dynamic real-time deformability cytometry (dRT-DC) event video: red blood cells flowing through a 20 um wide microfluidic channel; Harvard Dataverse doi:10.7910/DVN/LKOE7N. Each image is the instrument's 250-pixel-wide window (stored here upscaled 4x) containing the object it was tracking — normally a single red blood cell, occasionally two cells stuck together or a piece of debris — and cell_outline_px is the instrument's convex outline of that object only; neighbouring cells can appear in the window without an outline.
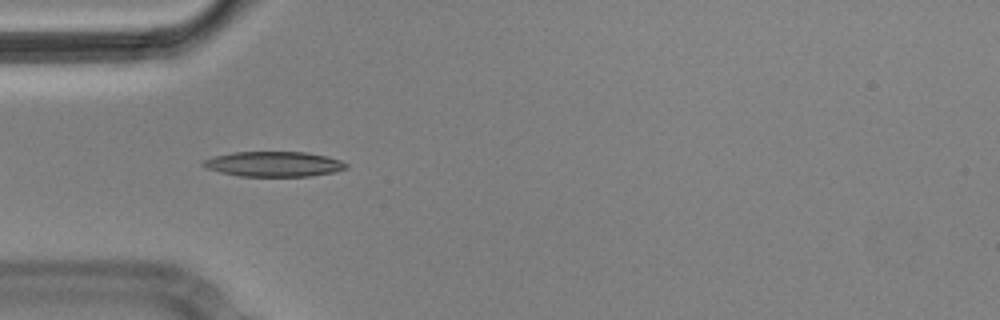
{"species": "Egyptian fruit bat (a non-hibernating species)", "species_latin": "Rousettus aegyptiacus", "temperature_condition": "cold", "stored_images_in_passage": 7, "camera_frame_rate_fps": 3000, "um_per_image_px": 0.085, "animal": {"sex": "male"}, "frame": {"image": 1, "passage_image": 4, "time_ms": 1.0, "image_size_px": [1000, 320], "cell_outline_px": [[348, 168], [336, 172], [312, 176], [240, 176], [220, 172], [208, 168], [200, 164], [204, 160], [216, 156], [232, 152], [308, 152], [328, 156], [340, 160], [348, 164]], "centroid_in_image_um": [23.34, 13.94], "position_along_channel_um": 61.7, "area_um2": 20.98}}
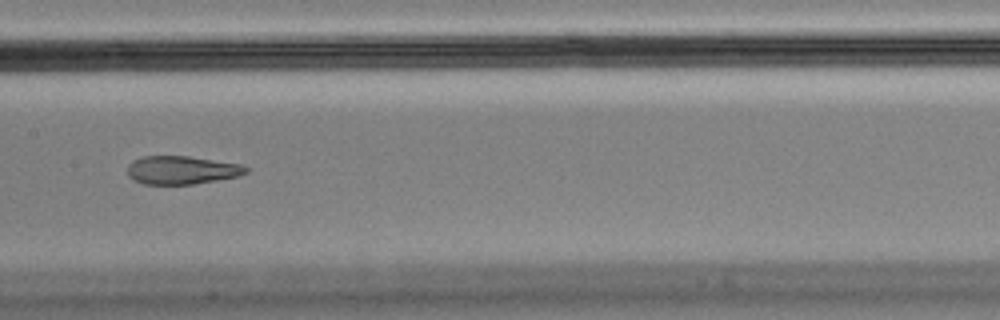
{"frame": {"image": 2, "passage_image": 7, "time_ms": 2.0, "image_size_px": [1000, 320], "cell_outline_px": [[248, 172], [240, 176], [192, 184], [144, 184], [132, 180], [128, 176], [128, 164], [144, 156], [188, 156], [240, 164], [248, 168]], "centroid_in_image_um": [15.44, 14.46], "position_along_channel_um": 192.0, "area_um2": 19.42}}